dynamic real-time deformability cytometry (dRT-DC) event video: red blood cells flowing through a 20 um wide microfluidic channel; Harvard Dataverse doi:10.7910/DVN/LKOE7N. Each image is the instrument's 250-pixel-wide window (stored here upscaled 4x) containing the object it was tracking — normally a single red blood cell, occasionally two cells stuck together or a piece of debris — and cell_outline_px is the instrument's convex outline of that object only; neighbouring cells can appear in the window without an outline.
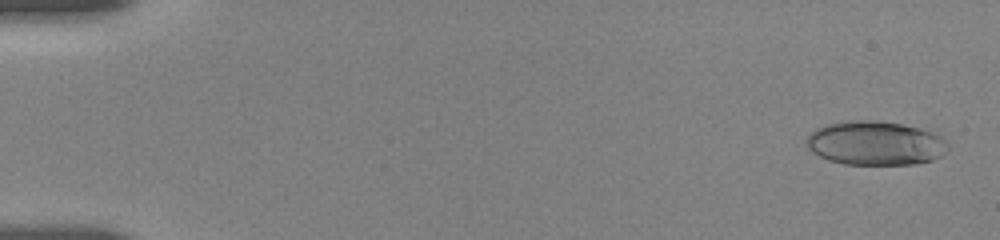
{"species": "human", "species_latin": "Homo sapiens", "temperature_condition": "room temperature", "stored_images_in_passage": 36, "camera_frame_rate_fps": 3000, "um_per_image_px": 0.085, "donor": {"sex": "female"}, "frame": {"image": 1, "passage_image": 3, "time_ms": 0.333, "image_size_px": [1000, 240], "cell_outline_px": [[948, 148], [940, 156], [932, 160], [916, 164], [844, 164], [828, 160], [812, 152], [808, 148], [804, 140], [816, 128], [828, 124], [852, 120], [876, 120], [904, 124], [920, 128], [932, 132], [940, 136], [948, 144]], "centroid_in_image_um": [74.39, 12.16], "position_along_channel_um": 10.6, "area_um2": 36.36}}
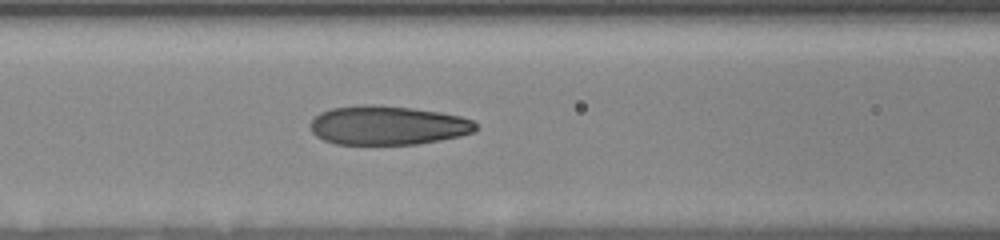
{"frame": {"image": 2, "passage_image": 26, "time_ms": 7.667, "image_size_px": [1000, 240], "cell_outline_px": [[476, 128], [472, 132], [460, 136], [420, 144], [336, 144], [324, 140], [316, 136], [312, 132], [312, 120], [320, 112], [332, 108], [364, 104], [372, 104], [412, 108], [440, 112], [460, 116], [472, 120], [476, 124]], "centroid_in_image_um": [32.95, 10.65], "position_along_channel_um": 133.6, "area_um2": 37.51}}
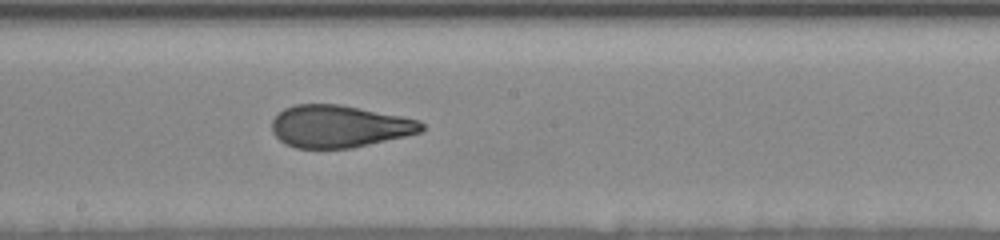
{"frame": {"image": 3, "passage_image": 36, "time_ms": 10.0, "image_size_px": [1000, 240], "cell_outline_px": [[424, 128], [420, 132], [404, 136], [352, 148], [296, 148], [284, 144], [272, 132], [272, 120], [284, 108], [296, 104], [340, 104], [420, 120], [424, 124]], "centroid_in_image_um": [28.81, 10.74], "position_along_channel_um": 219.4, "area_um2": 36.7}}